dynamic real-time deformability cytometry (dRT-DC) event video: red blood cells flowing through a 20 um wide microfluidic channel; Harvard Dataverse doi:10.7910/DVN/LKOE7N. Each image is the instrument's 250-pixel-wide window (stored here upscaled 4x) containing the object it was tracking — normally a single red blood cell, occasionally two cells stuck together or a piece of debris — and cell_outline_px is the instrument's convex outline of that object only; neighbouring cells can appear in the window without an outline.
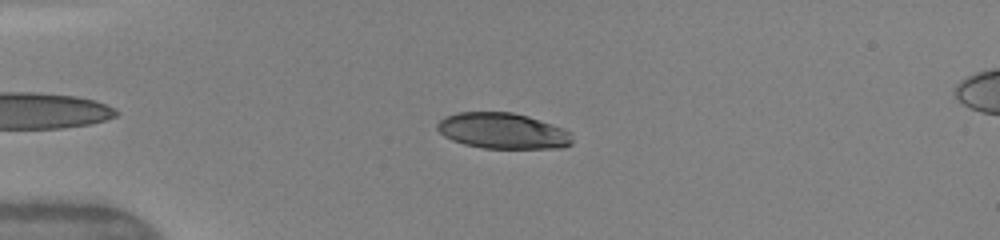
{"species": "human", "species_latin": "Homo sapiens", "temperature_condition": "warm", "stored_images_in_passage": 43, "camera_frame_rate_fps": 3000, "um_per_image_px": 0.085, "donor": {"sex": "female"}, "frame": {"image": 1, "passage_image": 7, "time_ms": 2.0, "image_size_px": [1000, 240], "cell_outline_px": [[572, 144], [564, 148], [484, 148], [464, 144], [452, 140], [444, 136], [436, 128], [436, 124], [444, 116], [460, 112], [512, 112], [528, 116], [564, 128], [572, 132]], "centroid_in_image_um": [42.75, 11.12], "position_along_channel_um": 42.2, "area_um2": 28.38}}
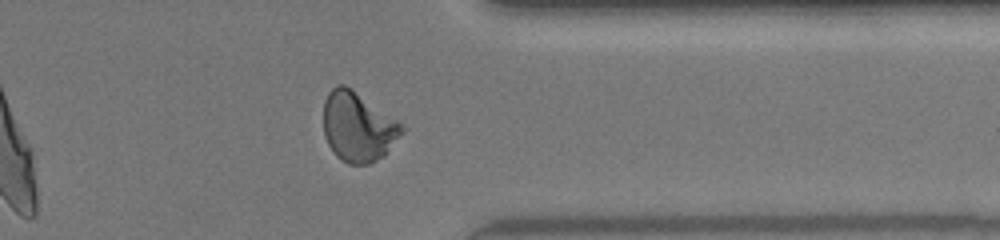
{"frame": {"image": 2, "passage_image": 34, "time_ms": 11.0, "image_size_px": [1000, 240], "cell_outline_px": [[404, 132], [384, 156], [368, 164], [348, 164], [340, 160], [336, 156], [328, 144], [324, 136], [324, 100], [328, 92], [336, 84], [344, 84], [400, 120], [404, 128]], "centroid_in_image_um": [30.44, 10.78], "position_along_channel_um": 381.0, "area_um2": 32.08}}
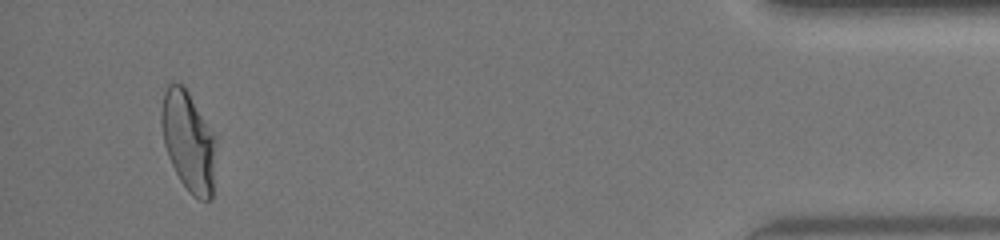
{"frame": {"image": 3, "passage_image": 41, "time_ms": 13.333, "image_size_px": [1000, 240], "cell_outline_px": [[216, 136], [212, 200], [200, 200], [192, 196], [188, 192], [180, 180], [168, 156], [164, 144], [160, 124], [160, 112], [164, 92], [168, 84], [184, 84]], "centroid_in_image_um": [16.01, 12.01], "position_along_channel_um": 419.2, "area_um2": 32.14}, "authors_computed_cell_mechanics": {"area_um2": 30.345, "velocity_mm_per_s": 4.1607, "shape_relaxation_time_tau1_ms": 3.9685, "shape_relaxation_time_tau2_ms": 0.7543, "deformation_change_tau1": 0.1946, "deformation_change_tau2": 0.0656}}